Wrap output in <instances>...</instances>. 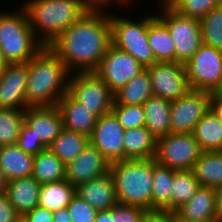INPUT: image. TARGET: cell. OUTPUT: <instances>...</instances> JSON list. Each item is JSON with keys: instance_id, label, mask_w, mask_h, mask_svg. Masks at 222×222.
I'll list each match as a JSON object with an SVG mask.
<instances>
[{"instance_id": "603a6c76", "label": "cell", "mask_w": 222, "mask_h": 222, "mask_svg": "<svg viewBox=\"0 0 222 222\" xmlns=\"http://www.w3.org/2000/svg\"><path fill=\"white\" fill-rule=\"evenodd\" d=\"M124 160L155 158L157 139L145 127L125 130Z\"/></svg>"}, {"instance_id": "7dc6e473", "label": "cell", "mask_w": 222, "mask_h": 222, "mask_svg": "<svg viewBox=\"0 0 222 222\" xmlns=\"http://www.w3.org/2000/svg\"><path fill=\"white\" fill-rule=\"evenodd\" d=\"M53 222H72L67 207L53 212Z\"/></svg>"}, {"instance_id": "52a82bcc", "label": "cell", "mask_w": 222, "mask_h": 222, "mask_svg": "<svg viewBox=\"0 0 222 222\" xmlns=\"http://www.w3.org/2000/svg\"><path fill=\"white\" fill-rule=\"evenodd\" d=\"M158 8L155 14L170 32L175 46L176 62L185 64L203 44L200 20L183 16L166 4Z\"/></svg>"}, {"instance_id": "d4e9b609", "label": "cell", "mask_w": 222, "mask_h": 222, "mask_svg": "<svg viewBox=\"0 0 222 222\" xmlns=\"http://www.w3.org/2000/svg\"><path fill=\"white\" fill-rule=\"evenodd\" d=\"M147 34L156 62H176L175 46L170 32L157 16L148 23Z\"/></svg>"}, {"instance_id": "7402d4cb", "label": "cell", "mask_w": 222, "mask_h": 222, "mask_svg": "<svg viewBox=\"0 0 222 222\" xmlns=\"http://www.w3.org/2000/svg\"><path fill=\"white\" fill-rule=\"evenodd\" d=\"M0 167L8 181L33 174L34 155L25 153L17 144L0 146Z\"/></svg>"}, {"instance_id": "d6986e66", "label": "cell", "mask_w": 222, "mask_h": 222, "mask_svg": "<svg viewBox=\"0 0 222 222\" xmlns=\"http://www.w3.org/2000/svg\"><path fill=\"white\" fill-rule=\"evenodd\" d=\"M174 214L177 222L216 221L215 188L200 186L194 196Z\"/></svg>"}, {"instance_id": "4316f807", "label": "cell", "mask_w": 222, "mask_h": 222, "mask_svg": "<svg viewBox=\"0 0 222 222\" xmlns=\"http://www.w3.org/2000/svg\"><path fill=\"white\" fill-rule=\"evenodd\" d=\"M152 96L151 78L145 68L114 93V105H143Z\"/></svg>"}, {"instance_id": "60d3db41", "label": "cell", "mask_w": 222, "mask_h": 222, "mask_svg": "<svg viewBox=\"0 0 222 222\" xmlns=\"http://www.w3.org/2000/svg\"><path fill=\"white\" fill-rule=\"evenodd\" d=\"M19 218L7 194L0 193V222H18Z\"/></svg>"}, {"instance_id": "9a60e30c", "label": "cell", "mask_w": 222, "mask_h": 222, "mask_svg": "<svg viewBox=\"0 0 222 222\" xmlns=\"http://www.w3.org/2000/svg\"><path fill=\"white\" fill-rule=\"evenodd\" d=\"M28 61L7 63L0 74V108L26 109Z\"/></svg>"}, {"instance_id": "f907efd6", "label": "cell", "mask_w": 222, "mask_h": 222, "mask_svg": "<svg viewBox=\"0 0 222 222\" xmlns=\"http://www.w3.org/2000/svg\"><path fill=\"white\" fill-rule=\"evenodd\" d=\"M91 6H108L113 8V0H86Z\"/></svg>"}, {"instance_id": "db71d44e", "label": "cell", "mask_w": 222, "mask_h": 222, "mask_svg": "<svg viewBox=\"0 0 222 222\" xmlns=\"http://www.w3.org/2000/svg\"><path fill=\"white\" fill-rule=\"evenodd\" d=\"M18 222H27L23 217H20Z\"/></svg>"}, {"instance_id": "30bf717a", "label": "cell", "mask_w": 222, "mask_h": 222, "mask_svg": "<svg viewBox=\"0 0 222 222\" xmlns=\"http://www.w3.org/2000/svg\"><path fill=\"white\" fill-rule=\"evenodd\" d=\"M202 152L192 133H170L157 139L155 160L175 171L192 170Z\"/></svg>"}, {"instance_id": "ee69618b", "label": "cell", "mask_w": 222, "mask_h": 222, "mask_svg": "<svg viewBox=\"0 0 222 222\" xmlns=\"http://www.w3.org/2000/svg\"><path fill=\"white\" fill-rule=\"evenodd\" d=\"M140 2L139 0H113V8H116L117 10H121V12H119V11H117L118 13H123L124 12V8H131L132 7V9H134L135 8V4L134 3H136V2ZM142 1H145L146 2V0H142ZM152 1H154V0H150V5H151V2ZM167 1L168 0H155V2H153V4L155 5V6H153V7H155L156 8V6H157V8L158 7H161L162 5H165V4H167ZM134 2V3H133ZM147 4H148V0H147V2H146ZM114 4H115V6H114ZM131 4H132V6H131ZM119 6V7H118ZM122 6V7H121ZM134 6V7H133ZM124 7V8H123ZM121 8V9H120Z\"/></svg>"}, {"instance_id": "83f0119b", "label": "cell", "mask_w": 222, "mask_h": 222, "mask_svg": "<svg viewBox=\"0 0 222 222\" xmlns=\"http://www.w3.org/2000/svg\"><path fill=\"white\" fill-rule=\"evenodd\" d=\"M192 171L200 186H222V151H203Z\"/></svg>"}, {"instance_id": "e575fe53", "label": "cell", "mask_w": 222, "mask_h": 222, "mask_svg": "<svg viewBox=\"0 0 222 222\" xmlns=\"http://www.w3.org/2000/svg\"><path fill=\"white\" fill-rule=\"evenodd\" d=\"M200 24L203 44L222 50V3L212 8Z\"/></svg>"}, {"instance_id": "11a10c76", "label": "cell", "mask_w": 222, "mask_h": 222, "mask_svg": "<svg viewBox=\"0 0 222 222\" xmlns=\"http://www.w3.org/2000/svg\"><path fill=\"white\" fill-rule=\"evenodd\" d=\"M140 222H146V213H145V215L143 216V219Z\"/></svg>"}, {"instance_id": "484cf974", "label": "cell", "mask_w": 222, "mask_h": 222, "mask_svg": "<svg viewBox=\"0 0 222 222\" xmlns=\"http://www.w3.org/2000/svg\"><path fill=\"white\" fill-rule=\"evenodd\" d=\"M175 170L153 158L152 211L171 212L172 182Z\"/></svg>"}, {"instance_id": "d590c367", "label": "cell", "mask_w": 222, "mask_h": 222, "mask_svg": "<svg viewBox=\"0 0 222 222\" xmlns=\"http://www.w3.org/2000/svg\"><path fill=\"white\" fill-rule=\"evenodd\" d=\"M221 3L222 0H168L166 5L183 16L201 20Z\"/></svg>"}, {"instance_id": "3957f363", "label": "cell", "mask_w": 222, "mask_h": 222, "mask_svg": "<svg viewBox=\"0 0 222 222\" xmlns=\"http://www.w3.org/2000/svg\"><path fill=\"white\" fill-rule=\"evenodd\" d=\"M30 26L43 46H50L92 6L86 0H24Z\"/></svg>"}, {"instance_id": "e0dca14e", "label": "cell", "mask_w": 222, "mask_h": 222, "mask_svg": "<svg viewBox=\"0 0 222 222\" xmlns=\"http://www.w3.org/2000/svg\"><path fill=\"white\" fill-rule=\"evenodd\" d=\"M24 123L33 131L37 139H41L47 147L64 129L62 116L57 106L26 108Z\"/></svg>"}, {"instance_id": "5bb4252c", "label": "cell", "mask_w": 222, "mask_h": 222, "mask_svg": "<svg viewBox=\"0 0 222 222\" xmlns=\"http://www.w3.org/2000/svg\"><path fill=\"white\" fill-rule=\"evenodd\" d=\"M124 133L125 129L111 111L98 117L89 141L112 163L124 160Z\"/></svg>"}, {"instance_id": "836d02e7", "label": "cell", "mask_w": 222, "mask_h": 222, "mask_svg": "<svg viewBox=\"0 0 222 222\" xmlns=\"http://www.w3.org/2000/svg\"><path fill=\"white\" fill-rule=\"evenodd\" d=\"M25 109L0 108V146L17 144Z\"/></svg>"}, {"instance_id": "f5cc1de1", "label": "cell", "mask_w": 222, "mask_h": 222, "mask_svg": "<svg viewBox=\"0 0 222 222\" xmlns=\"http://www.w3.org/2000/svg\"><path fill=\"white\" fill-rule=\"evenodd\" d=\"M215 93L222 96V83H221L220 87L218 88V90Z\"/></svg>"}, {"instance_id": "b9f144b4", "label": "cell", "mask_w": 222, "mask_h": 222, "mask_svg": "<svg viewBox=\"0 0 222 222\" xmlns=\"http://www.w3.org/2000/svg\"><path fill=\"white\" fill-rule=\"evenodd\" d=\"M27 222H53V212L37 206L23 217Z\"/></svg>"}, {"instance_id": "8fae6325", "label": "cell", "mask_w": 222, "mask_h": 222, "mask_svg": "<svg viewBox=\"0 0 222 222\" xmlns=\"http://www.w3.org/2000/svg\"><path fill=\"white\" fill-rule=\"evenodd\" d=\"M211 93L190 89L185 95L171 101V133H193L197 122L210 109Z\"/></svg>"}, {"instance_id": "74e56055", "label": "cell", "mask_w": 222, "mask_h": 222, "mask_svg": "<svg viewBox=\"0 0 222 222\" xmlns=\"http://www.w3.org/2000/svg\"><path fill=\"white\" fill-rule=\"evenodd\" d=\"M67 209L72 222H95L98 212L77 194L71 198Z\"/></svg>"}, {"instance_id": "ac0fdd59", "label": "cell", "mask_w": 222, "mask_h": 222, "mask_svg": "<svg viewBox=\"0 0 222 222\" xmlns=\"http://www.w3.org/2000/svg\"><path fill=\"white\" fill-rule=\"evenodd\" d=\"M75 193L96 211L108 210L118 203L110 172L81 183L75 187Z\"/></svg>"}, {"instance_id": "bcb514c9", "label": "cell", "mask_w": 222, "mask_h": 222, "mask_svg": "<svg viewBox=\"0 0 222 222\" xmlns=\"http://www.w3.org/2000/svg\"><path fill=\"white\" fill-rule=\"evenodd\" d=\"M216 221L222 222V186L215 188Z\"/></svg>"}, {"instance_id": "9c48e42d", "label": "cell", "mask_w": 222, "mask_h": 222, "mask_svg": "<svg viewBox=\"0 0 222 222\" xmlns=\"http://www.w3.org/2000/svg\"><path fill=\"white\" fill-rule=\"evenodd\" d=\"M185 68L190 89L216 92L222 83V50L202 44Z\"/></svg>"}, {"instance_id": "8d00e7d4", "label": "cell", "mask_w": 222, "mask_h": 222, "mask_svg": "<svg viewBox=\"0 0 222 222\" xmlns=\"http://www.w3.org/2000/svg\"><path fill=\"white\" fill-rule=\"evenodd\" d=\"M112 112L125 130L145 126L143 105H113Z\"/></svg>"}, {"instance_id": "c3c4849f", "label": "cell", "mask_w": 222, "mask_h": 222, "mask_svg": "<svg viewBox=\"0 0 222 222\" xmlns=\"http://www.w3.org/2000/svg\"><path fill=\"white\" fill-rule=\"evenodd\" d=\"M95 222H114L112 217V208L98 211Z\"/></svg>"}, {"instance_id": "7bdbcfd3", "label": "cell", "mask_w": 222, "mask_h": 222, "mask_svg": "<svg viewBox=\"0 0 222 222\" xmlns=\"http://www.w3.org/2000/svg\"><path fill=\"white\" fill-rule=\"evenodd\" d=\"M146 222H177L174 213L167 211H147Z\"/></svg>"}, {"instance_id": "816d5d0a", "label": "cell", "mask_w": 222, "mask_h": 222, "mask_svg": "<svg viewBox=\"0 0 222 222\" xmlns=\"http://www.w3.org/2000/svg\"><path fill=\"white\" fill-rule=\"evenodd\" d=\"M7 62L4 60L2 52L0 51V74L5 69Z\"/></svg>"}, {"instance_id": "6da1fadb", "label": "cell", "mask_w": 222, "mask_h": 222, "mask_svg": "<svg viewBox=\"0 0 222 222\" xmlns=\"http://www.w3.org/2000/svg\"><path fill=\"white\" fill-rule=\"evenodd\" d=\"M111 44L110 7L92 6L49 47L75 73L94 72Z\"/></svg>"}, {"instance_id": "681fc988", "label": "cell", "mask_w": 222, "mask_h": 222, "mask_svg": "<svg viewBox=\"0 0 222 222\" xmlns=\"http://www.w3.org/2000/svg\"><path fill=\"white\" fill-rule=\"evenodd\" d=\"M8 183L9 181L0 167V193H6Z\"/></svg>"}, {"instance_id": "f6af8a7d", "label": "cell", "mask_w": 222, "mask_h": 222, "mask_svg": "<svg viewBox=\"0 0 222 222\" xmlns=\"http://www.w3.org/2000/svg\"><path fill=\"white\" fill-rule=\"evenodd\" d=\"M210 109L215 113L222 124V96L213 92L211 93Z\"/></svg>"}, {"instance_id": "4dcf8cb0", "label": "cell", "mask_w": 222, "mask_h": 222, "mask_svg": "<svg viewBox=\"0 0 222 222\" xmlns=\"http://www.w3.org/2000/svg\"><path fill=\"white\" fill-rule=\"evenodd\" d=\"M75 194V187L66 179L41 184L38 206L54 212L67 207Z\"/></svg>"}, {"instance_id": "f35d334b", "label": "cell", "mask_w": 222, "mask_h": 222, "mask_svg": "<svg viewBox=\"0 0 222 222\" xmlns=\"http://www.w3.org/2000/svg\"><path fill=\"white\" fill-rule=\"evenodd\" d=\"M147 211L139 206L117 203L112 207L114 222H140Z\"/></svg>"}, {"instance_id": "f546056e", "label": "cell", "mask_w": 222, "mask_h": 222, "mask_svg": "<svg viewBox=\"0 0 222 222\" xmlns=\"http://www.w3.org/2000/svg\"><path fill=\"white\" fill-rule=\"evenodd\" d=\"M66 165L48 148L34 155L32 177L40 184L65 179Z\"/></svg>"}, {"instance_id": "277c9868", "label": "cell", "mask_w": 222, "mask_h": 222, "mask_svg": "<svg viewBox=\"0 0 222 222\" xmlns=\"http://www.w3.org/2000/svg\"><path fill=\"white\" fill-rule=\"evenodd\" d=\"M110 174L118 203L152 211L153 158L112 162Z\"/></svg>"}, {"instance_id": "44dd1931", "label": "cell", "mask_w": 222, "mask_h": 222, "mask_svg": "<svg viewBox=\"0 0 222 222\" xmlns=\"http://www.w3.org/2000/svg\"><path fill=\"white\" fill-rule=\"evenodd\" d=\"M41 184L32 176L11 180L6 194L20 217L38 206Z\"/></svg>"}, {"instance_id": "2e32d148", "label": "cell", "mask_w": 222, "mask_h": 222, "mask_svg": "<svg viewBox=\"0 0 222 222\" xmlns=\"http://www.w3.org/2000/svg\"><path fill=\"white\" fill-rule=\"evenodd\" d=\"M111 162L90 142L66 165L65 179L74 187L110 172Z\"/></svg>"}, {"instance_id": "f1b7e54d", "label": "cell", "mask_w": 222, "mask_h": 222, "mask_svg": "<svg viewBox=\"0 0 222 222\" xmlns=\"http://www.w3.org/2000/svg\"><path fill=\"white\" fill-rule=\"evenodd\" d=\"M192 134L202 151H222V124L211 109L197 122Z\"/></svg>"}, {"instance_id": "7a4b0ae2", "label": "cell", "mask_w": 222, "mask_h": 222, "mask_svg": "<svg viewBox=\"0 0 222 222\" xmlns=\"http://www.w3.org/2000/svg\"><path fill=\"white\" fill-rule=\"evenodd\" d=\"M70 75L61 58L43 46L28 61L27 108L56 106L68 92Z\"/></svg>"}, {"instance_id": "cb8c5ba5", "label": "cell", "mask_w": 222, "mask_h": 222, "mask_svg": "<svg viewBox=\"0 0 222 222\" xmlns=\"http://www.w3.org/2000/svg\"><path fill=\"white\" fill-rule=\"evenodd\" d=\"M170 108L171 101L157 96L148 98L143 104L145 127L156 139L171 133Z\"/></svg>"}, {"instance_id": "ab89813d", "label": "cell", "mask_w": 222, "mask_h": 222, "mask_svg": "<svg viewBox=\"0 0 222 222\" xmlns=\"http://www.w3.org/2000/svg\"><path fill=\"white\" fill-rule=\"evenodd\" d=\"M17 145L25 153L36 155L42 150L48 148L41 139L33 134V131L24 123L20 129V135L18 137Z\"/></svg>"}, {"instance_id": "ffe728a7", "label": "cell", "mask_w": 222, "mask_h": 222, "mask_svg": "<svg viewBox=\"0 0 222 222\" xmlns=\"http://www.w3.org/2000/svg\"><path fill=\"white\" fill-rule=\"evenodd\" d=\"M57 108L62 116L64 128L91 136L98 116L89 111L67 92L57 103Z\"/></svg>"}, {"instance_id": "5b68a950", "label": "cell", "mask_w": 222, "mask_h": 222, "mask_svg": "<svg viewBox=\"0 0 222 222\" xmlns=\"http://www.w3.org/2000/svg\"><path fill=\"white\" fill-rule=\"evenodd\" d=\"M12 10L0 11V51L7 63L27 62L43 45L34 35L26 9L18 5Z\"/></svg>"}, {"instance_id": "ba28073f", "label": "cell", "mask_w": 222, "mask_h": 222, "mask_svg": "<svg viewBox=\"0 0 222 222\" xmlns=\"http://www.w3.org/2000/svg\"><path fill=\"white\" fill-rule=\"evenodd\" d=\"M68 92L98 117L112 111L114 92L95 72L71 73Z\"/></svg>"}, {"instance_id": "d6a6232c", "label": "cell", "mask_w": 222, "mask_h": 222, "mask_svg": "<svg viewBox=\"0 0 222 222\" xmlns=\"http://www.w3.org/2000/svg\"><path fill=\"white\" fill-rule=\"evenodd\" d=\"M200 187L192 170L174 172L171 193V213L187 203Z\"/></svg>"}, {"instance_id": "4fadbf2b", "label": "cell", "mask_w": 222, "mask_h": 222, "mask_svg": "<svg viewBox=\"0 0 222 222\" xmlns=\"http://www.w3.org/2000/svg\"><path fill=\"white\" fill-rule=\"evenodd\" d=\"M146 69L151 78L153 96L173 101L190 90L185 64L156 62Z\"/></svg>"}, {"instance_id": "7c38bea8", "label": "cell", "mask_w": 222, "mask_h": 222, "mask_svg": "<svg viewBox=\"0 0 222 222\" xmlns=\"http://www.w3.org/2000/svg\"><path fill=\"white\" fill-rule=\"evenodd\" d=\"M144 69L136 58L111 44L94 72L115 93Z\"/></svg>"}, {"instance_id": "8992f818", "label": "cell", "mask_w": 222, "mask_h": 222, "mask_svg": "<svg viewBox=\"0 0 222 222\" xmlns=\"http://www.w3.org/2000/svg\"><path fill=\"white\" fill-rule=\"evenodd\" d=\"M115 9L110 7L112 45L132 55L145 68L156 63L147 34L148 23L156 16L155 11L144 17L139 15V11L138 18L135 19L129 14H116Z\"/></svg>"}, {"instance_id": "1f68e13d", "label": "cell", "mask_w": 222, "mask_h": 222, "mask_svg": "<svg viewBox=\"0 0 222 222\" xmlns=\"http://www.w3.org/2000/svg\"><path fill=\"white\" fill-rule=\"evenodd\" d=\"M89 142L88 136L64 128L49 149L67 165L85 149Z\"/></svg>"}]
</instances>
